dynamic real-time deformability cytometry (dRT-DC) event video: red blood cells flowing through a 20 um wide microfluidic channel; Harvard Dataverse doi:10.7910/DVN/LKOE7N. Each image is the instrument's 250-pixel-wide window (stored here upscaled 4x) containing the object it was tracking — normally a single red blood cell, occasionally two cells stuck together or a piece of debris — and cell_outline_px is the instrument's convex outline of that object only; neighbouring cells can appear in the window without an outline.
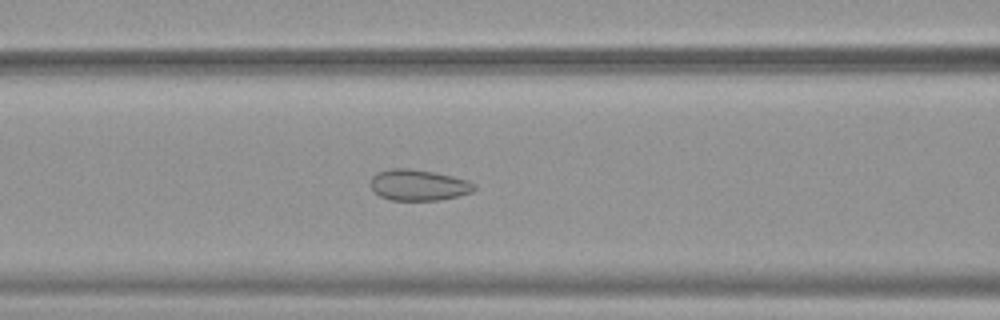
{"species": "common noctule bat (a hibernating species)", "species_latin": "Nyctalus noctula", "temperature_condition": "warm", "stored_images_in_passage": 52, "camera_frame_rate_fps": 3000, "um_per_image_px": 0.085, "animal": {"sex": "female", "body_mass_g": 19.9}, "frame": {"image": 1, "passage_image": 22, "time_ms": 7.0, "image_size_px": [1000, 320], "cell_outline_px": [[476, 188], [472, 192], [440, 200], [392, 200], [380, 196], [368, 184], [372, 176], [376, 172], [388, 168], [408, 168], [436, 172], [468, 180], [476, 184]], "centroid_in_image_um": [35.55, 15.71], "position_along_channel_um": 131.0, "area_um2": 18.96}}
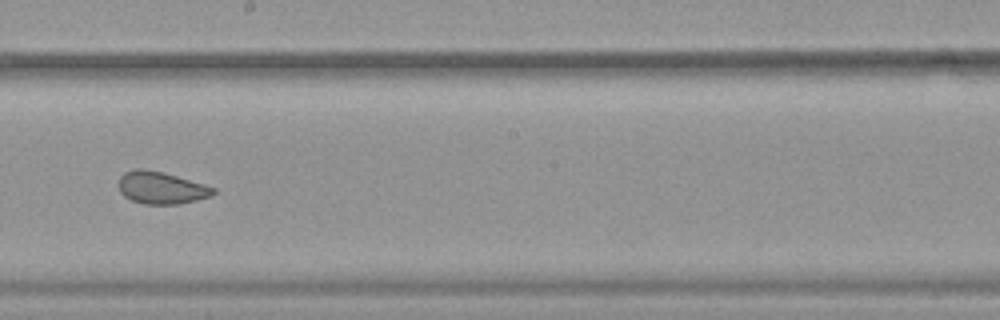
{"frame": {"image": 2, "passage_image": 30, "time_ms": 9.667, "image_size_px": [1000, 320], "cell_outline_px": [[216, 192], [212, 196], [180, 204], [144, 204], [132, 200], [124, 196], [120, 192], [120, 176], [124, 172], [136, 168], [144, 168], [164, 172], [204, 184], [216, 188]], "centroid_in_image_um": [13.72, 15.95], "position_along_channel_um": 234.5, "area_um2": 17.86}}
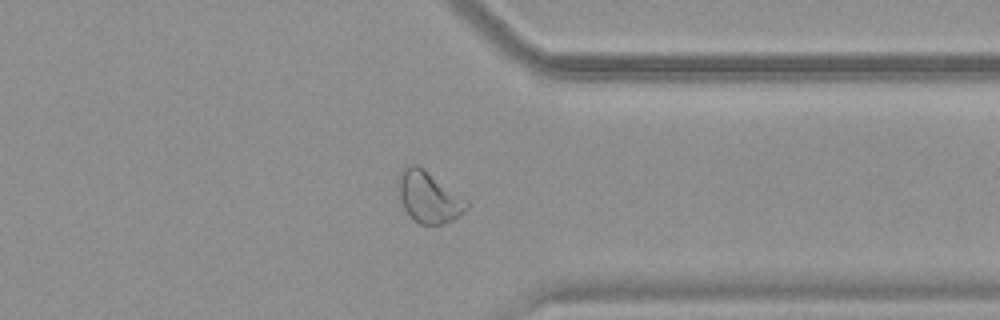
{"frame": {"image": 3, "passage_image": 41, "time_ms": 13.333, "image_size_px": [1000, 320], "cell_outline_px": [[468, 208], [460, 216], [444, 224], [420, 224], [412, 220], [404, 208], [400, 200], [396, 184], [400, 172], [404, 168], [412, 164], [420, 164], [468, 200]], "centroid_in_image_um": [36.43, 16.73], "position_along_channel_um": 375.0, "area_um2": 20.92}, "authors_computed_cell_mechanics": {"area_um2": 22.6287, "velocity_mm_per_s": 3.8907, "shape_relaxation_time_tau1_ms": null, "shape_relaxation_time_tau2_ms": 0.785, "deformation_change_tau1": null, "deformation_change_tau2": 0.0623}}